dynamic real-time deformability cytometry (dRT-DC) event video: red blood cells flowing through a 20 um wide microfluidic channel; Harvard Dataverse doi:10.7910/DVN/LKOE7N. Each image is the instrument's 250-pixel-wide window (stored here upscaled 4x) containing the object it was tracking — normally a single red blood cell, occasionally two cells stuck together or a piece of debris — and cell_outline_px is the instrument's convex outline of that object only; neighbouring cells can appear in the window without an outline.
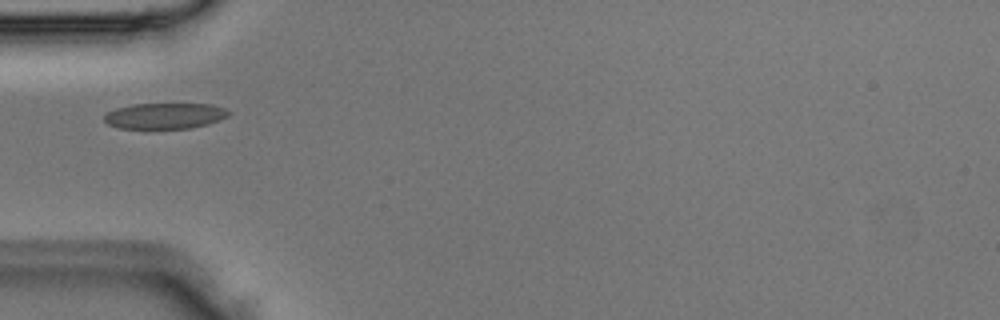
{"species": "Egyptian fruit bat (a non-hibernating species)", "species_latin": "Rousettus aegyptiacus", "temperature_condition": "room temperature", "stored_images_in_passage": 3, "camera_frame_rate_fps": 3000, "um_per_image_px": 0.085, "animal": {"sex": "male"}, "frame": {"image": 1, "passage_image": 3, "time_ms": 0.667, "image_size_px": [1000, 320], "cell_outline_px": [[232, 112], [228, 116], [220, 120], [208, 124], [188, 128], [120, 128], [108, 124], [104, 120], [104, 116], [108, 112], [116, 108], [132, 104], [212, 104], [224, 108]], "centroid_in_image_um": [14.04, 9.84], "position_along_channel_um": 71.0, "area_um2": 18.67}}